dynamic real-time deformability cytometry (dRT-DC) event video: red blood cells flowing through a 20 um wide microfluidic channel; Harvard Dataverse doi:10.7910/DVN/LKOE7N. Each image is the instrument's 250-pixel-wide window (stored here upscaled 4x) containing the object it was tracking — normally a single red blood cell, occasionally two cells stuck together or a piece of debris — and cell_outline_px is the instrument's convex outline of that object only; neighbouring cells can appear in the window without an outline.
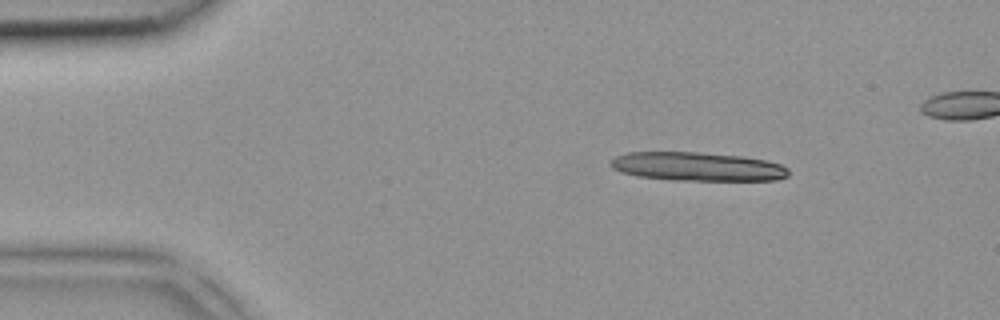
{"species": "common noctule bat (a hibernating species)", "species_latin": "Nyctalus noctula", "temperature_condition": "room temperature", "stored_images_in_passage": 4, "camera_frame_rate_fps": 3000, "um_per_image_px": 0.085, "animal": {"sex": "female", "body_mass_g": 18.4}, "frame": {"image": 1, "passage_image": 1, "time_ms": 0.0, "image_size_px": [1000, 320], "cell_outline_px": [[788, 176], [776, 180], [672, 180], [636, 176], [620, 172], [612, 168], [608, 164], [616, 156], [624, 152], [700, 152], [744, 156], [764, 160], [780, 164], [788, 168]], "centroid_in_image_um": [59.24, 14.15], "position_along_channel_um": 25.8, "area_um2": 30.0}}